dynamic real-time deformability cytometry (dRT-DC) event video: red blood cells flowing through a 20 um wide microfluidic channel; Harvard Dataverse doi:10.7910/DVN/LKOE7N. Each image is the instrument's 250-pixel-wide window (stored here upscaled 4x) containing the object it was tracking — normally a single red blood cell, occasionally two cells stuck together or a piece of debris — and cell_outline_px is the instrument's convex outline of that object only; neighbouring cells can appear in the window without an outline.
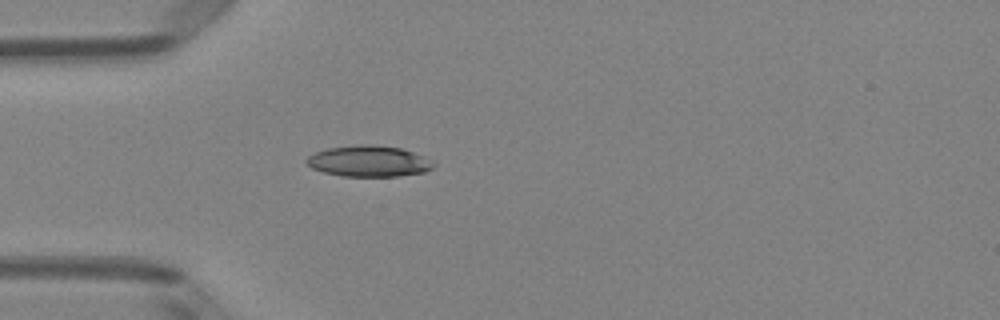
{"species": "Egyptian fruit bat (a non-hibernating species)", "species_latin": "Rousettus aegyptiacus", "temperature_condition": "room temperature", "stored_images_in_passage": 3, "camera_frame_rate_fps": 3000, "um_per_image_px": 0.085, "animal": {"sex": "female"}, "frame": {"image": 1, "passage_image": 3, "time_ms": 0.667, "image_size_px": [1000, 320], "cell_outline_px": [[436, 164], [432, 168], [424, 172], [400, 176], [344, 176], [324, 172], [312, 168], [304, 160], [308, 156], [316, 152], [328, 148], [360, 144], [372, 144], [400, 148], [412, 152]], "centroid_in_image_um": [31.32, 13.7], "position_along_channel_um": 53.7, "area_um2": 22.72}}